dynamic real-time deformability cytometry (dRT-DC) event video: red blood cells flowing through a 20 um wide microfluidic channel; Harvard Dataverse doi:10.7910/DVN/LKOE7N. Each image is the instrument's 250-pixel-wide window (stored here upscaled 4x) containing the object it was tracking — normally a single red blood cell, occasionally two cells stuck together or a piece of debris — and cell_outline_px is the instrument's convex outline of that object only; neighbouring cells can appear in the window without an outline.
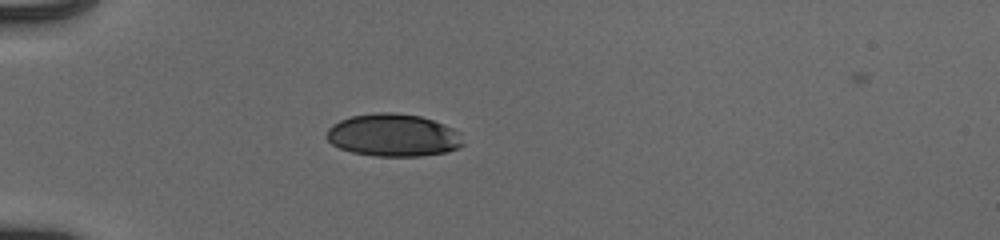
{"species": "human", "species_latin": "Homo sapiens", "temperature_condition": "cold", "stored_images_in_passage": 38, "camera_frame_rate_fps": 3000, "um_per_image_px": 0.085, "donor": {"sex": "male"}, "frame": {"image": 1, "passage_image": 1, "time_ms": 0.0, "image_size_px": [1000, 240], "cell_outline_px": [[464, 144], [460, 148], [448, 152], [420, 156], [372, 156], [352, 152], [340, 148], [332, 144], [324, 136], [328, 128], [332, 124], [340, 120], [352, 116], [376, 112], [392, 112], [420, 116], [444, 124], [460, 132]], "centroid_in_image_um": [33.43, 11.5], "position_along_channel_um": 51.6, "area_um2": 34.16}}
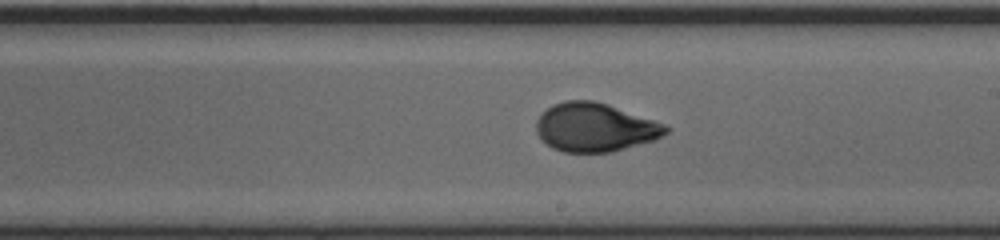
{"frame": {"image": 2, "passage_image": 17, "time_ms": 5.333, "image_size_px": [1000, 240], "cell_outline_px": [[672, 128], [668, 132], [652, 140], [612, 152], [564, 152], [552, 148], [536, 132], [536, 120], [552, 104], [564, 100], [592, 100], [608, 104], [664, 124]], "centroid_in_image_um": [50.56, 10.82], "position_along_channel_um": 238.4, "area_um2": 36.36}}
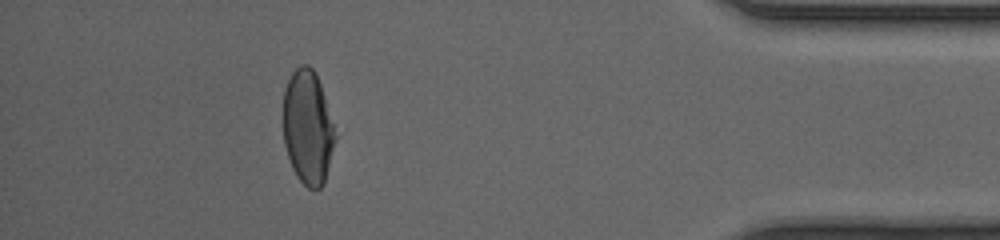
{"frame": {"image": 3, "passage_image": 33, "time_ms": 10.667, "image_size_px": [1000, 240], "cell_outline_px": [[336, 140], [324, 184], [320, 188], [308, 188], [296, 176], [292, 168], [284, 144], [284, 88], [292, 72], [300, 64], [308, 64], [316, 72], [324, 96], [336, 136]], "centroid_in_image_um": [26.16, 10.82], "position_along_channel_um": 409.0, "area_um2": 34.39}, "authors_computed_cell_mechanics": {"area_um2": 35.8938, "velocity_mm_per_s": 3.9526, "shape_relaxation_time_tau1_ms": 5.3408, "shape_relaxation_time_tau2_ms": null, "deformation_change_tau1": 0.1872, "deformation_change_tau2": null}}